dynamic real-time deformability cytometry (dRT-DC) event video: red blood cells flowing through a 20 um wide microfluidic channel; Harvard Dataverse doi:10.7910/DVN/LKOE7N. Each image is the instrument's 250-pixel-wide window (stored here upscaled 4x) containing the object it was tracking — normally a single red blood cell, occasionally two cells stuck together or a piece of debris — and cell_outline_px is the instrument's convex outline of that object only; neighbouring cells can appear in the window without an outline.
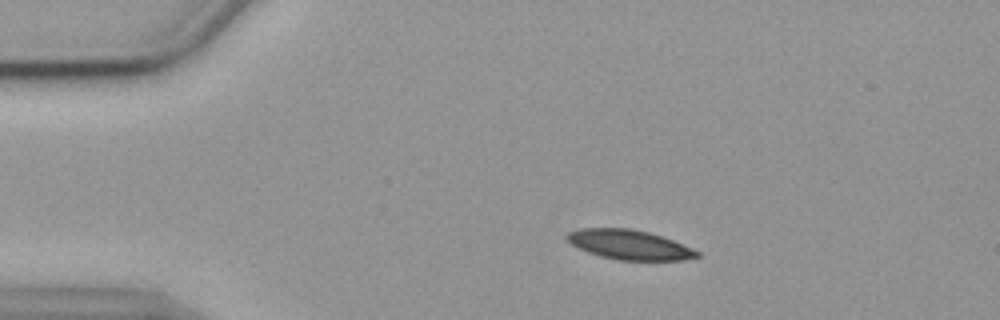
{"species": "common noctule bat (a hibernating species)", "species_latin": "Nyctalus noctula", "temperature_condition": "cold", "stored_images_in_passage": 55, "camera_frame_rate_fps": 3000, "um_per_image_px": 0.085, "animal": {"sex": "female", "body_mass_g": 19.9}, "frame": {"image": 1, "passage_image": 9, "time_ms": 2.667, "image_size_px": [1000, 320], "cell_outline_px": [[700, 256], [684, 260], [620, 260], [600, 256], [588, 252], [564, 240], [564, 236], [568, 232], [580, 228], [632, 228], [648, 232], [672, 240], [692, 248], [700, 252]], "centroid_in_image_um": [53.46, 20.79], "position_along_channel_um": 31.5, "area_um2": 22.43}}
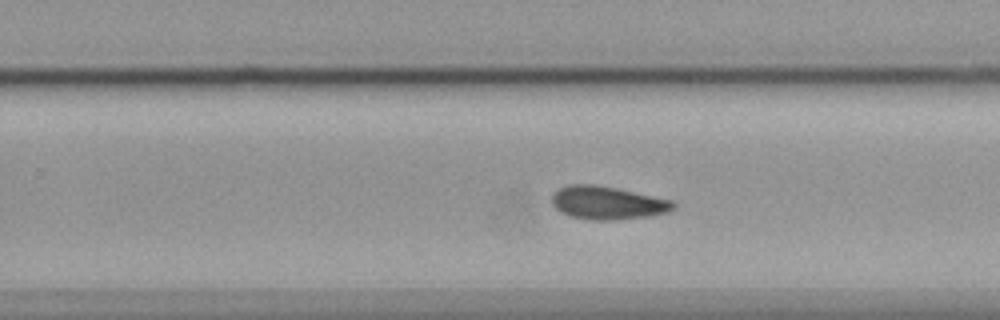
{"frame": {"image": 2, "passage_image": 34, "time_ms": 11.0, "image_size_px": [1000, 320], "cell_outline_px": [[676, 208], [668, 212], [648, 216], [616, 220], [588, 220], [568, 216], [560, 212], [552, 204], [552, 192], [568, 184], [596, 184], [616, 188], [672, 200], [676, 204]], "centroid_in_image_um": [51.61, 17.24], "position_along_channel_um": 278.2, "area_um2": 23.7}}
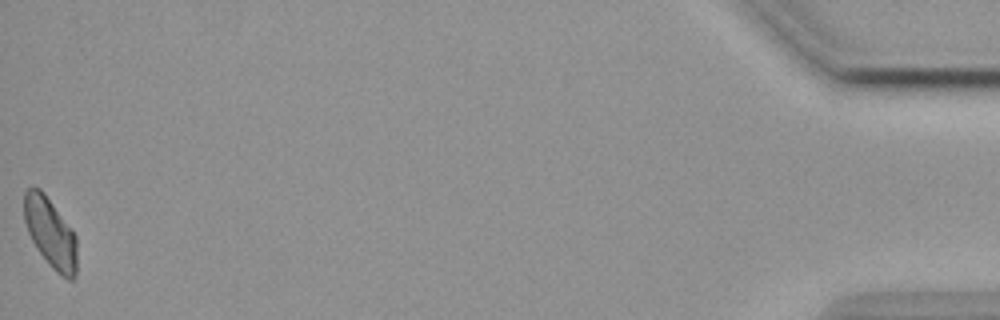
{"frame": {"image": 3, "passage_image": 55, "time_ms": 18.0, "image_size_px": [1000, 320], "cell_outline_px": [[76, 276], [72, 280], [68, 280], [56, 272], [48, 264], [36, 248], [28, 232], [24, 220], [24, 192], [28, 188], [40, 188], [44, 192], [76, 236]], "centroid_in_image_um": [4.28, 19.81], "position_along_channel_um": 430.9, "area_um2": 21.39}, "authors_computed_cell_mechanics": {"area_um2": 23.0044, "velocity_mm_per_s": 3.5503, "shape_relaxation_time_tau1_ms": 9.8752, "shape_relaxation_time_tau2_ms": 7.2543, "deformation_change_tau1": 0.1532, "deformation_change_tau2": 0.1468}}